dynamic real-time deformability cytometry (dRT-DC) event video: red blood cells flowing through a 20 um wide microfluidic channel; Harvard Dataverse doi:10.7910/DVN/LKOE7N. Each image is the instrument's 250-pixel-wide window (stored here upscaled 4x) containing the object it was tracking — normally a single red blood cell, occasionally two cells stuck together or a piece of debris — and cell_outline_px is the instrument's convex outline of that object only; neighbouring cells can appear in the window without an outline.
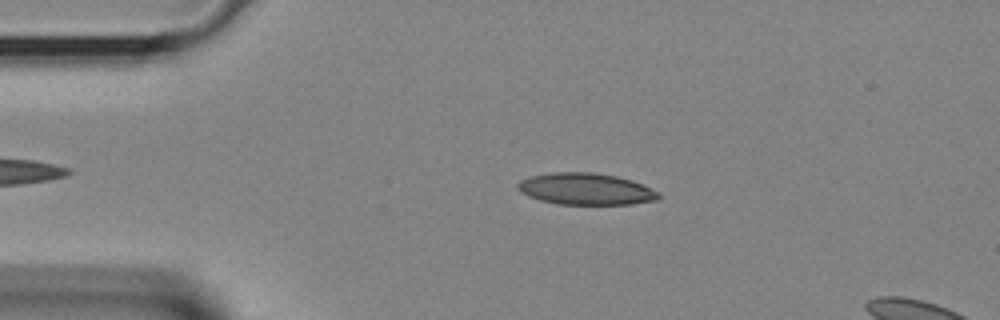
{"species": "Egyptian fruit bat (a non-hibernating species)", "species_latin": "Rousettus aegyptiacus", "temperature_condition": "room temperature", "stored_images_in_passage": 11, "camera_frame_rate_fps": 3000, "um_per_image_px": 0.085, "animal": {"sex": "female"}, "frame": {"image": 1, "passage_image": 7, "time_ms": 2.0, "image_size_px": [1000, 320], "cell_outline_px": [[660, 200], [632, 204], [556, 204], [540, 200], [528, 196], [520, 192], [516, 188], [516, 184], [520, 180], [532, 176], [552, 172], [592, 172], [616, 176], [632, 180], [660, 192]], "centroid_in_image_um": [49.8, 16.07], "position_along_channel_um": 35.2, "area_um2": 26.18}}